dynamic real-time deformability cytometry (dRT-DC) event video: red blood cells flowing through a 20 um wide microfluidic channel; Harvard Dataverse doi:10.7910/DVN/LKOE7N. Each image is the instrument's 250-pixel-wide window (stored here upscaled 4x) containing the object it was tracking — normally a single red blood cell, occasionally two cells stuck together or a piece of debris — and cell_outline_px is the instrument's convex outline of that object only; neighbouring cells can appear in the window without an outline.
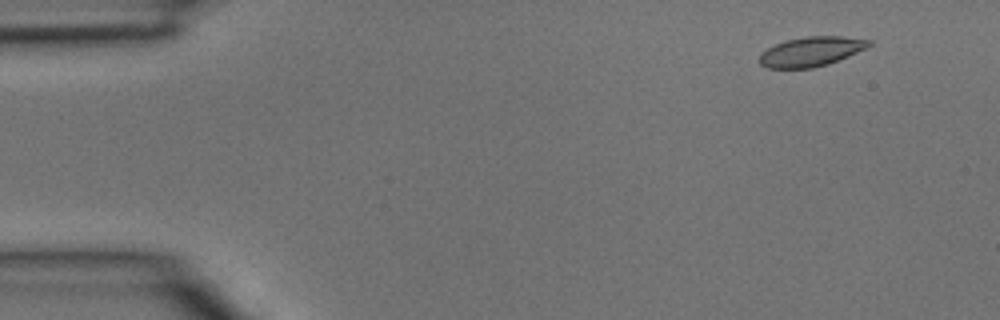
{"species": "common noctule bat (a hibernating species)", "species_latin": "Nyctalus noctula", "temperature_condition": "room temperature", "stored_images_in_passage": 5, "segment_of_instrument_passage": [1, 2], "camera_frame_rate_fps": 3000, "um_per_image_px": 0.085, "animal": {"sex": "male", "body_mass_g": 15.6}, "frame": {"image": 1, "passage_image": 2, "time_ms": 0.333, "image_size_px": [1000, 320], "cell_outline_px": [[872, 44], [868, 48], [828, 64], [812, 68], [768, 68], [760, 64], [760, 56], [768, 48], [776, 44], [788, 40], [804, 36], [840, 36], [872, 40]], "centroid_in_image_um": [69.0, 4.38], "position_along_channel_um": 16.0, "area_um2": 18.73}}